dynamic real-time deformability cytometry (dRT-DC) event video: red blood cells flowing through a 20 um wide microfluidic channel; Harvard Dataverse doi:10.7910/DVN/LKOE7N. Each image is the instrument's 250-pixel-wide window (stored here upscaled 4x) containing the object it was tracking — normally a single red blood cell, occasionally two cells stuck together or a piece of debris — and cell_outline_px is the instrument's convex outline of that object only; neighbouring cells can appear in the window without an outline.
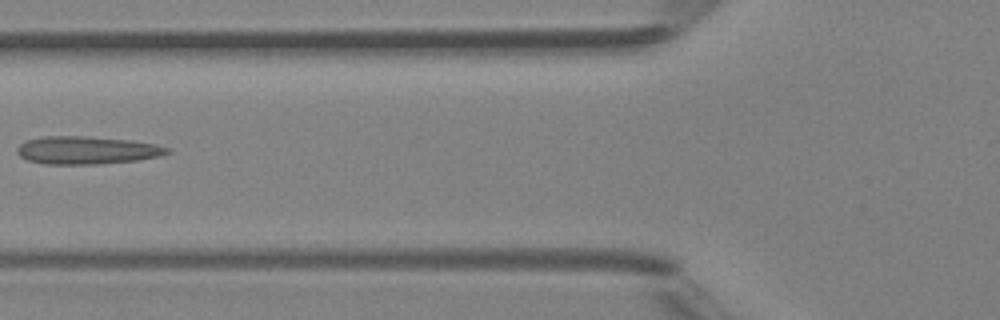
{"species": "Egyptian fruit bat (a non-hibernating species)", "species_latin": "Rousettus aegyptiacus", "temperature_condition": "room temperature", "stored_images_in_passage": 7, "camera_frame_rate_fps": 3000, "um_per_image_px": 0.085, "animal": {"sex": "female"}, "frame": {"image": 1, "passage_image": 7, "time_ms": 6.667, "image_size_px": [1000, 320], "cell_outline_px": [[172, 152], [160, 156], [136, 160], [100, 164], [44, 164], [28, 160], [20, 156], [16, 152], [16, 148], [20, 144], [28, 140], [44, 136], [88, 136], [132, 140], [156, 144], [172, 148]], "centroid_in_image_um": [7.42, 12.76], "position_along_channel_um": 118.4, "area_um2": 24.57}}